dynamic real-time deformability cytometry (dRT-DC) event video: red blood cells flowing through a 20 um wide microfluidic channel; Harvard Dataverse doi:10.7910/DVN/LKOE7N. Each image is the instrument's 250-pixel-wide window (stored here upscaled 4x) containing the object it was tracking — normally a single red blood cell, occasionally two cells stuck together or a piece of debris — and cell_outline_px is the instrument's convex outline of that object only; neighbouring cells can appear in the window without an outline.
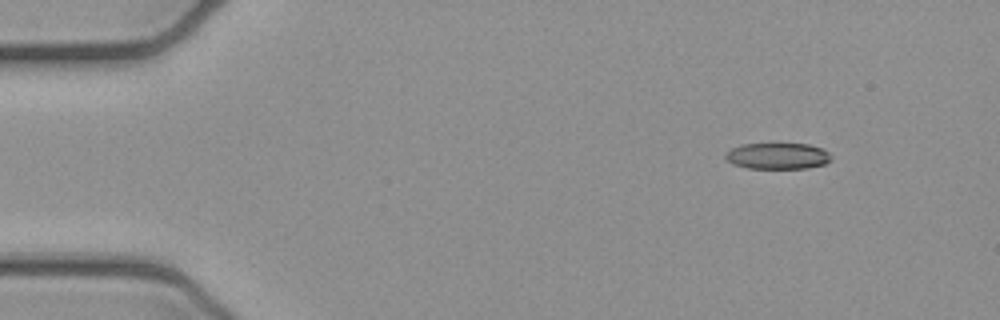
{"species": "common noctule bat (a hibernating species)", "species_latin": "Nyctalus noctula", "temperature_condition": "cold", "stored_images_in_passage": 5, "camera_frame_rate_fps": 3000, "um_per_image_px": 0.085, "animal": {"sex": "female", "body_mass_g": 21.9}, "frame": {"image": 1, "passage_image": 1, "time_ms": 0.0, "image_size_px": [1000, 320], "cell_outline_px": [[832, 160], [824, 164], [808, 168], [748, 168], [732, 164], [724, 156], [724, 152], [740, 144], [808, 144], [820, 148], [828, 152], [832, 156]], "centroid_in_image_um": [66.08, 13.26], "position_along_channel_um": 18.9, "area_um2": 16.18}}
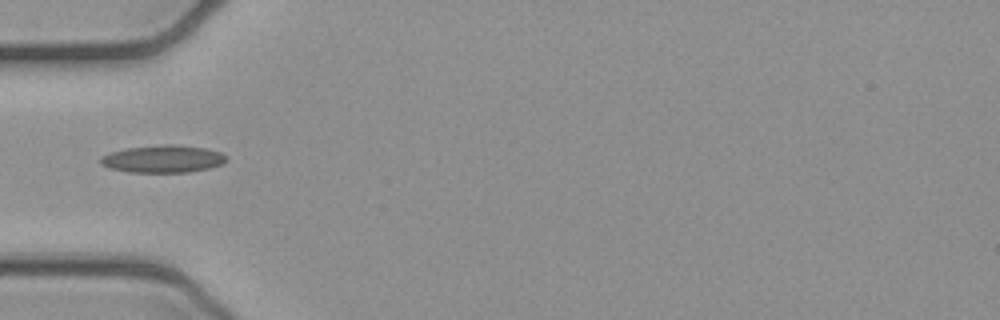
{"frame": {"image": 2, "passage_image": 4, "time_ms": 1.0, "image_size_px": [1000, 320], "cell_outline_px": [[228, 160], [224, 164], [208, 168], [188, 172], [128, 172], [108, 168], [100, 164], [100, 156], [112, 152], [128, 148], [164, 144], [172, 144], [204, 148], [220, 152]], "centroid_in_image_um": [13.83, 13.51], "position_along_channel_um": 71.2, "area_um2": 20.06}}
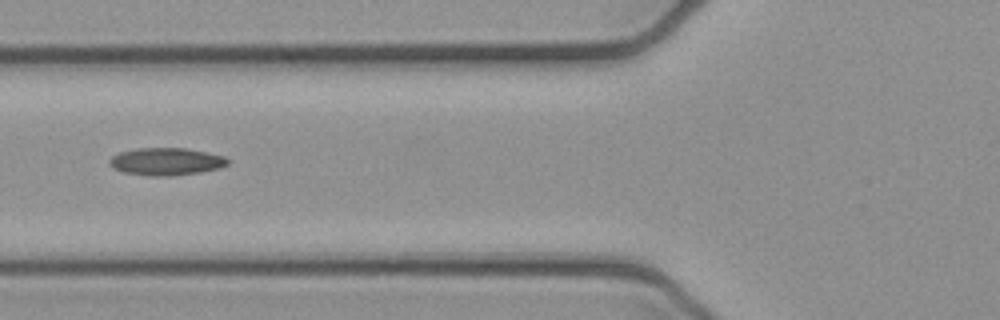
{"frame": {"image": 3, "passage_image": 5, "time_ms": 1.333, "image_size_px": [1000, 320], "cell_outline_px": [[228, 164], [220, 168], [200, 172], [172, 176], [148, 176], [124, 172], [112, 168], [108, 164], [108, 160], [112, 156], [120, 152], [136, 148], [184, 148], [224, 156], [228, 160]], "centroid_in_image_um": [14.08, 13.74], "position_along_channel_um": 111.7, "area_um2": 18.96}}